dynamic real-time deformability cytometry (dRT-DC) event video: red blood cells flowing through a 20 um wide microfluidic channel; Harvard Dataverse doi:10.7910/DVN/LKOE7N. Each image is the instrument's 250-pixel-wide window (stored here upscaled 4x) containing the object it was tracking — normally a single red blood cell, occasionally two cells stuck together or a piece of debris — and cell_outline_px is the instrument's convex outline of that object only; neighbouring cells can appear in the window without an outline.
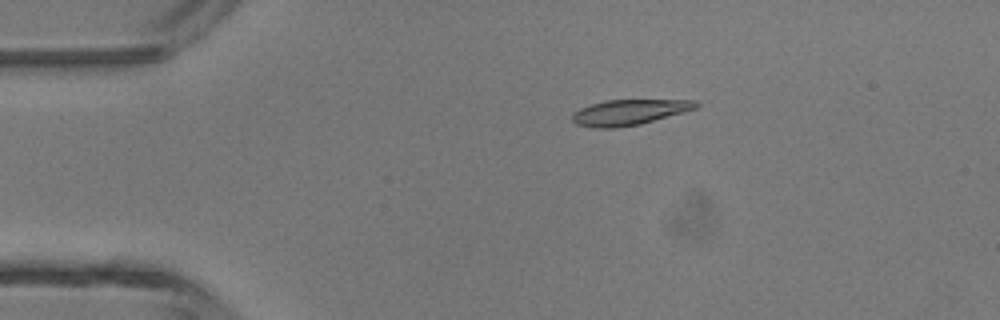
{"species": "common noctule bat (a hibernating species)", "species_latin": "Nyctalus noctula", "temperature_condition": "room temperature", "stored_images_in_passage": 3, "camera_frame_rate_fps": 3000, "um_per_image_px": 0.085, "animal": {"sex": "male", "body_mass_g": 13.3}, "frame": {"image": 1, "passage_image": 2, "time_ms": 0.333, "image_size_px": [1000, 320], "cell_outline_px": [[700, 104], [696, 108], [684, 112], [640, 124], [616, 128], [592, 128], [576, 124], [572, 120], [572, 112], [580, 108], [592, 104], [608, 100], [696, 100]], "centroid_in_image_um": [53.46, 9.55], "position_along_channel_um": 31.5, "area_um2": 18.38}}